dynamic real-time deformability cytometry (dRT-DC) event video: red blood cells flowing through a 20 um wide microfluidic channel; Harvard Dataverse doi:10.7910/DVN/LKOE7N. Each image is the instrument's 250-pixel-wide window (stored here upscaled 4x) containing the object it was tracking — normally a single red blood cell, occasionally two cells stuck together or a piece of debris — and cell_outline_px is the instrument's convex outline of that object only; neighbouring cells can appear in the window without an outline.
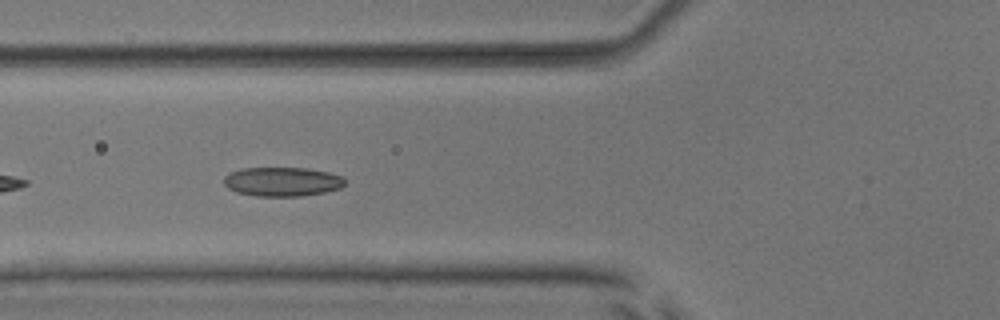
{"species": "common noctule bat (a hibernating species)", "species_latin": "Nyctalus noctula", "temperature_condition": "room temperature", "stored_images_in_passage": 38, "camera_frame_rate_fps": 3000, "um_per_image_px": 0.085, "animal": {"sex": "male", "body_mass_g": 17.9, "forearm_length_mm": 54.2}, "frame": {"image": 1, "passage_image": 5, "time_ms": 1.333, "image_size_px": [1000, 320], "cell_outline_px": [[348, 180], [340, 188], [324, 192], [300, 196], [256, 196], [236, 192], [228, 188], [224, 184], [224, 176], [228, 172], [240, 168], [308, 168], [328, 172], [344, 176]], "centroid_in_image_um": [23.99, 15.43], "position_along_channel_um": 101.8, "area_um2": 20.81}}
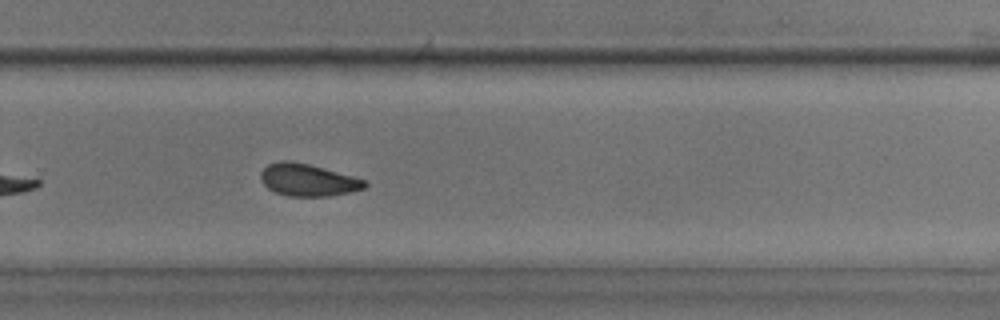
{"frame": {"image": 2, "passage_image": 21, "time_ms": 6.667, "image_size_px": [1000, 320], "cell_outline_px": [[368, 184], [364, 188], [352, 192], [328, 196], [288, 196], [276, 192], [268, 188], [260, 180], [260, 172], [268, 164], [280, 160], [288, 160], [308, 164], [368, 180]], "centroid_in_image_um": [26.18, 15.3], "position_along_channel_um": 303.6, "area_um2": 19.59}}
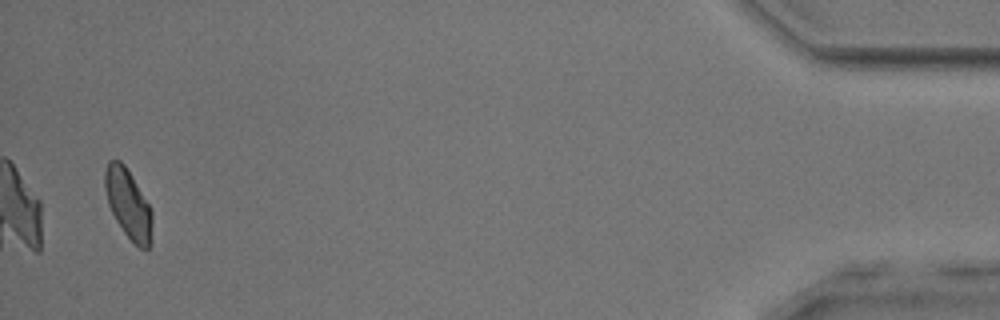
{"frame": {"image": 3, "passage_image": 37, "time_ms": 12.0, "image_size_px": [1000, 320], "cell_outline_px": [[152, 220], [148, 248], [140, 248], [124, 232], [116, 220], [108, 204], [104, 188], [104, 172], [108, 160], [120, 160], [124, 164], [132, 176], [152, 208]], "centroid_in_image_um": [10.87, 17.26], "position_along_channel_um": 424.3, "area_um2": 18.9}, "authors_computed_cell_mechanics": {"area_um2": 19.6231, "velocity_mm_per_s": 3.8007, "shape_relaxation_time_tau1_ms": 5.6633, "shape_relaxation_time_tau2_ms": 3.0678, "deformation_change_tau1": 0.1132, "deformation_change_tau2": 0.0925}}